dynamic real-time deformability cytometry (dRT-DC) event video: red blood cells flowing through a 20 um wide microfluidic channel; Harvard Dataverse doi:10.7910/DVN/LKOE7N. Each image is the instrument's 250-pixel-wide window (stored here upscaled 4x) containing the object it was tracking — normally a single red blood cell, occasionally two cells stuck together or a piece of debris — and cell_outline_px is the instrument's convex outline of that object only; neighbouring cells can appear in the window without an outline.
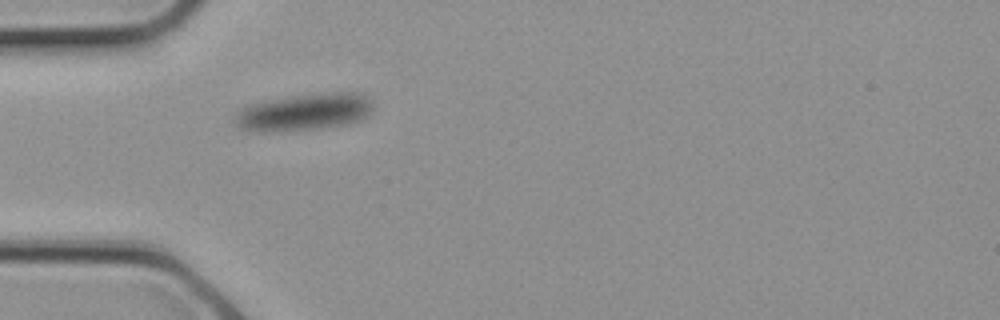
{"species": "common noctule bat (a hibernating species)", "species_latin": "Nyctalus noctula", "temperature_condition": "cold", "stored_images_in_passage": 1, "camera_frame_rate_fps": 3000, "um_per_image_px": 0.085, "animal": {"sex": "female", "body_mass_g": 21.9}, "frame": {"image": 1, "passage_image": 1, "time_ms": 0.0, "image_size_px": [1000, 320], "cell_outline_px": [[372, 112], [368, 116], [360, 120], [348, 124], [320, 128], [260, 132], [252, 132], [240, 128], [232, 120], [240, 108], [248, 104], [264, 100], [292, 96], [324, 92], [360, 92], [372, 100]], "centroid_in_image_um": [25.85, 9.51], "position_along_channel_um": 59.2, "area_um2": 30.29}}